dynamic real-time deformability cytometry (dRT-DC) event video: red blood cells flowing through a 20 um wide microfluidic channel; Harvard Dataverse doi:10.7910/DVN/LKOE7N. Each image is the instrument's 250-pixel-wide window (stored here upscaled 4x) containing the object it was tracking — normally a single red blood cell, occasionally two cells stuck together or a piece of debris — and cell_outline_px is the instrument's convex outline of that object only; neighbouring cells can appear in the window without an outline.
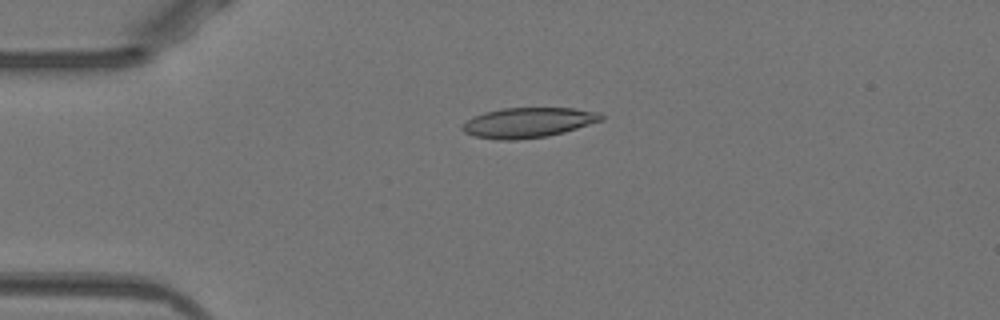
{"species": "Egyptian fruit bat (a non-hibernating species)", "species_latin": "Rousettus aegyptiacus", "temperature_condition": "warm", "stored_images_in_passage": 41, "camera_frame_rate_fps": 3000, "um_per_image_px": 0.085, "animal": {"sex": "female"}, "frame": {"image": 1, "passage_image": 2, "time_ms": 0.333, "image_size_px": [1000, 320], "cell_outline_px": [[604, 120], [564, 132], [548, 136], [516, 140], [496, 140], [472, 136], [464, 132], [460, 128], [472, 116], [484, 112], [504, 108], [572, 108], [600, 112], [604, 116]], "centroid_in_image_um": [44.89, 10.42], "position_along_channel_um": 40.1, "area_um2": 24.51}}
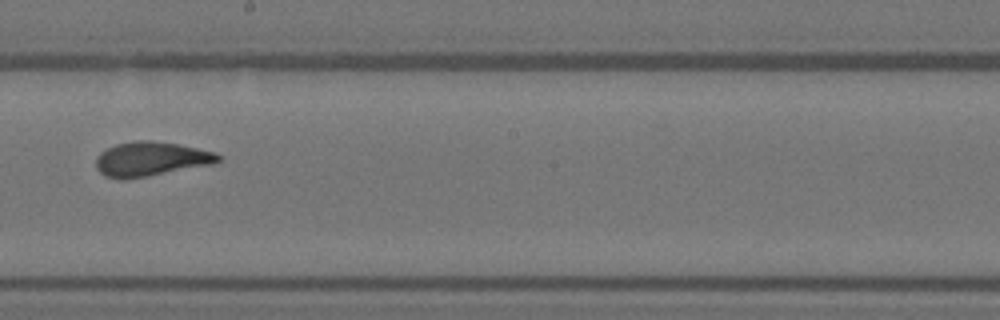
{"frame": {"image": 2, "passage_image": 19, "time_ms": 6.0, "image_size_px": [1000, 320], "cell_outline_px": [[220, 160], [212, 164], [144, 176], [120, 180], [104, 176], [96, 168], [96, 156], [100, 152], [116, 144], [136, 140], [148, 140], [176, 144], [216, 152], [220, 156]], "centroid_in_image_um": [12.77, 13.51], "position_along_channel_um": 235.4, "area_um2": 24.1}}
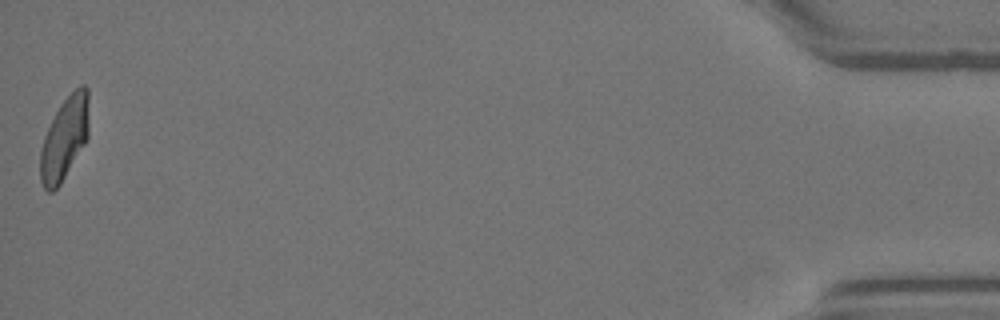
{"frame": {"image": 3, "passage_image": 41, "time_ms": 13.333, "image_size_px": [1000, 320], "cell_outline_px": [[88, 136], [84, 144], [60, 184], [52, 192], [48, 192], [44, 188], [40, 180], [40, 148], [44, 136], [60, 104], [80, 84], [84, 84], [88, 88]], "centroid_in_image_um": [5.47, 11.76], "position_along_channel_um": 429.7, "area_um2": 23.24}, "authors_computed_cell_mechanics": {"area_um2": 24.1026, "velocity_mm_per_s": 3.9398, "shape_relaxation_time_tau1_ms": null, "shape_relaxation_time_tau2_ms": 1.26, "deformation_change_tau1": null, "deformation_change_tau2": 0.0938}}